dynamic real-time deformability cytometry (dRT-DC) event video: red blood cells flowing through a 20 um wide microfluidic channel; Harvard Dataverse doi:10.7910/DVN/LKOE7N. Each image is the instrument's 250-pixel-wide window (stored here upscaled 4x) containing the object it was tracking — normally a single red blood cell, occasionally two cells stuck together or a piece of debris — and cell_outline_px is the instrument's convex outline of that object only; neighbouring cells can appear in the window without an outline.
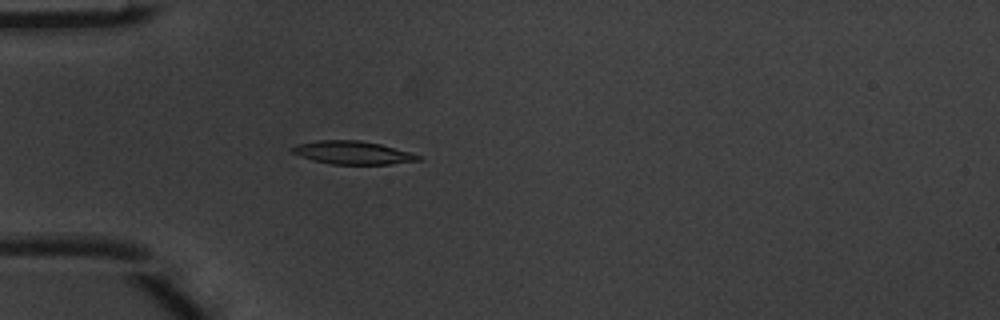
{"species": "common noctule bat (a hibernating species)", "species_latin": "Nyctalus noctula", "temperature_condition": "warm", "stored_images_in_passage": 5, "camera_frame_rate_fps": 3000, "um_per_image_px": 0.085, "animal": {"sex": "male", "body_mass_g": 20.1, "forearm_length_mm": 53.5}, "frame": {"image": 1, "passage_image": 5, "time_ms": 1.333, "image_size_px": [1000, 320], "cell_outline_px": [[424, 160], [388, 164], [332, 164], [312, 160], [300, 156], [292, 152], [288, 148], [296, 144], [316, 140], [360, 140], [380, 144], [424, 156]], "centroid_in_image_um": [29.97, 12.97], "position_along_channel_um": 55.0, "area_um2": 17.17}}